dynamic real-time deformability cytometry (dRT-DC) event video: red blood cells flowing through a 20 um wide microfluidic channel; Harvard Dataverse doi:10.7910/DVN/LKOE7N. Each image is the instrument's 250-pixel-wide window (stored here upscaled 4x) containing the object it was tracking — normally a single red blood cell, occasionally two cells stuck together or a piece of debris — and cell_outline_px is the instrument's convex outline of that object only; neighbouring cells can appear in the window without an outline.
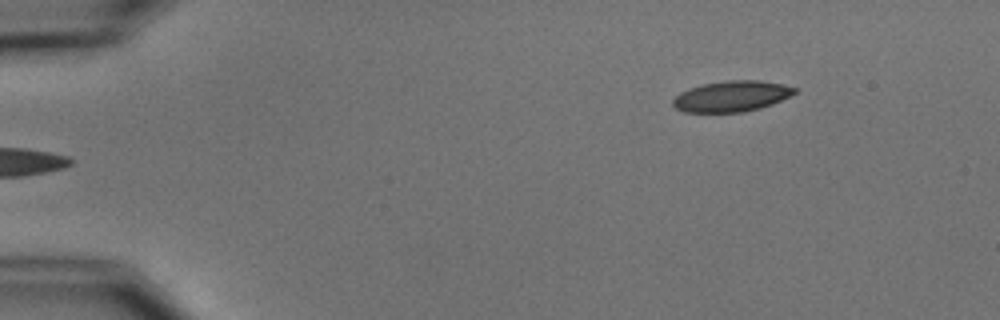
{"species": "common noctule bat (a hibernating species)", "species_latin": "Nyctalus noctula", "temperature_condition": "cold", "stored_images_in_passage": 5, "segment_of_instrument_passage": [2, 2], "camera_frame_rate_fps": 3000, "um_per_image_px": 0.085, "animal": {"sex": "male", "body_mass_g": 15.6}, "frame": {"image": 1, "passage_image": 5, "time_ms": 5.667, "image_size_px": [1000, 320], "cell_outline_px": [[796, 92], [772, 104], [760, 108], [744, 112], [684, 112], [676, 108], [672, 104], [672, 100], [680, 92], [688, 88], [704, 84], [728, 80], [760, 80], [780, 84], [796, 88]], "centroid_in_image_um": [62.15, 8.18], "position_along_channel_um": 22.9, "area_um2": 21.68}}